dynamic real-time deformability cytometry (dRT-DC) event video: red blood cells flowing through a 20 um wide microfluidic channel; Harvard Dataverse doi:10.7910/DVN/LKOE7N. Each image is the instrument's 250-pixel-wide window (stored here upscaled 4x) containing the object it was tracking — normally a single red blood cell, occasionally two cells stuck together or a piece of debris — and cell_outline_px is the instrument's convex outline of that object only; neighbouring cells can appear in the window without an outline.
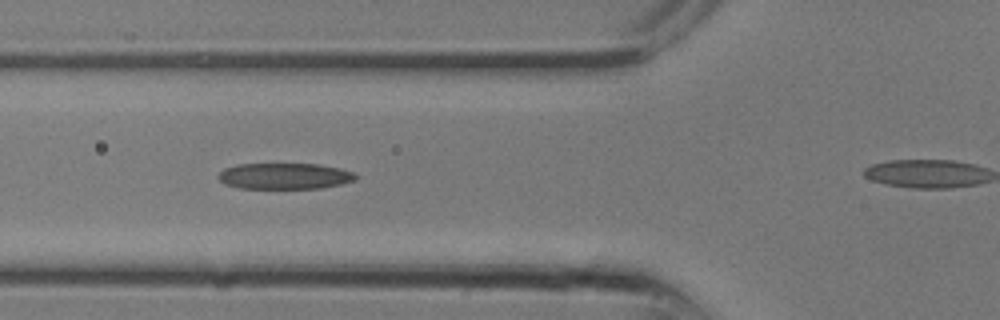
{"species": "common noctule bat (a hibernating species)", "species_latin": "Nyctalus noctula", "temperature_condition": "room temperature", "stored_images_in_passage": 6, "segment_of_instrument_passage": [1, 2], "camera_frame_rate_fps": 3000, "um_per_image_px": 0.085, "animal": {"sex": "male", "body_mass_g": 13.3}, "frame": {"image": 1, "passage_image": 2, "time_ms": 0.333, "image_size_px": [1000, 320], "cell_outline_px": [[356, 180], [340, 184], [320, 188], [240, 188], [224, 184], [216, 176], [224, 168], [236, 164], [320, 164], [340, 168], [352, 172], [356, 176]], "centroid_in_image_um": [24.16, 14.96], "position_along_channel_um": 101.6, "area_um2": 20.87}}
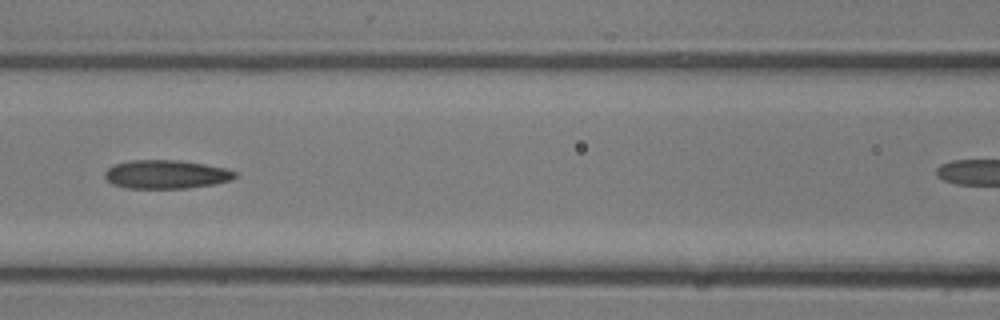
{"frame": {"image": 2, "passage_image": 4, "time_ms": 1.0, "image_size_px": [1000, 320], "cell_outline_px": [[236, 176], [232, 180], [212, 184], [184, 188], [128, 188], [112, 184], [104, 176], [104, 172], [108, 168], [116, 164], [132, 160], [180, 160], [204, 164], [224, 168], [236, 172]], "centroid_in_image_um": [14.11, 14.81], "position_along_channel_um": 152.5, "area_um2": 21.5}}